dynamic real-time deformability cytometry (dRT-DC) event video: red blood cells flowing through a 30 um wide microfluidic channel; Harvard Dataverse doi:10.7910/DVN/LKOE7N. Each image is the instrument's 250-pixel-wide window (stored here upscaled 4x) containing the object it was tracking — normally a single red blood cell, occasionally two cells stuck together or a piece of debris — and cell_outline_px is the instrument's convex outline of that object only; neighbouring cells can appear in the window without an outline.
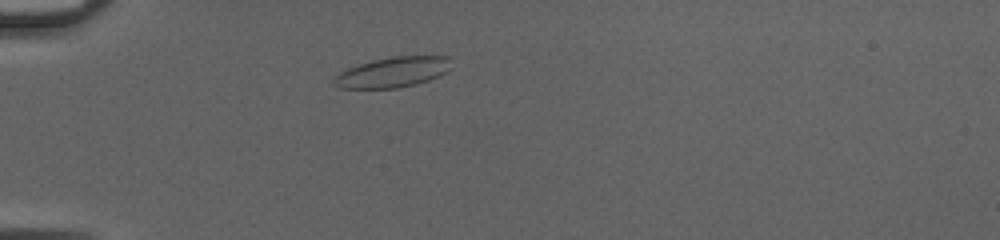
{"species": "common noctule bat (a hibernating species)", "species_latin": "Nyctalus noctula", "temperature_condition": "cold", "stored_images_in_passage": 13, "camera_frame_rate_fps": 3000, "um_per_image_px": 0.085, "animal": {"sex": "female", "body_mass_g": 20.0, "forearm_length_mm": 54.0}, "frame": {"image": 1, "passage_image": 3, "time_ms": 0.667, "image_size_px": [1000, 240], "cell_outline_px": [[452, 68], [448, 72], [440, 76], [416, 84], [396, 88], [336, 88], [332, 84], [332, 76], [348, 68], [372, 60], [392, 56], [448, 56]], "centroid_in_image_um": [33.37, 6.14], "position_along_channel_um": 51.6, "area_um2": 20.98}}
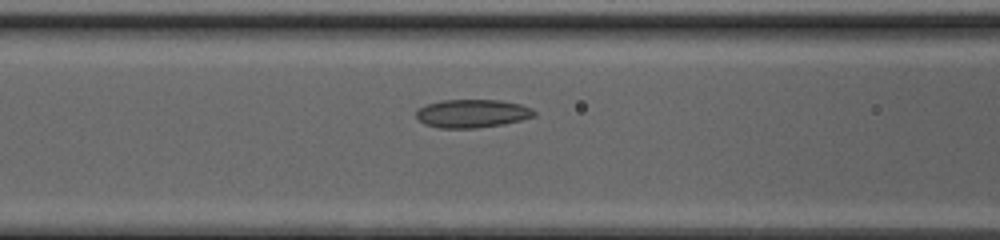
{"frame": {"image": 2, "passage_image": 10, "time_ms": 3.0, "image_size_px": [1000, 240], "cell_outline_px": [[536, 116], [504, 124], [476, 128], [436, 128], [424, 124], [416, 116], [416, 108], [440, 100], [500, 100], [520, 104], [532, 108], [536, 112]], "centroid_in_image_um": [40.13, 9.65], "position_along_channel_um": 126.5, "area_um2": 19.59}}
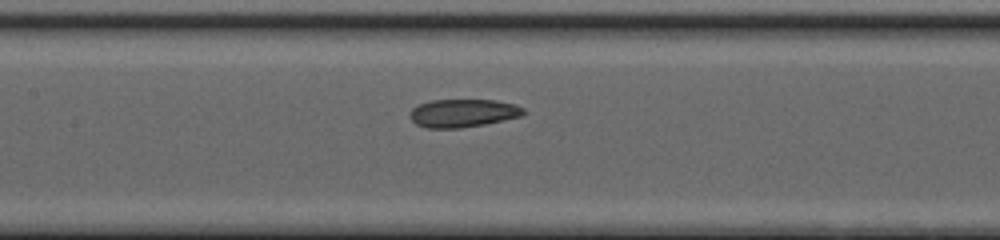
{"frame": {"image": 3, "passage_image": 13, "time_ms": 4.0, "image_size_px": [1000, 240], "cell_outline_px": [[524, 112], [520, 116], [504, 120], [484, 124], [460, 128], [428, 128], [416, 124], [412, 120], [412, 108], [420, 104], [432, 100], [496, 100], [516, 104], [524, 108]], "centroid_in_image_um": [39.38, 9.61], "position_along_channel_um": 168.0, "area_um2": 18.38}}